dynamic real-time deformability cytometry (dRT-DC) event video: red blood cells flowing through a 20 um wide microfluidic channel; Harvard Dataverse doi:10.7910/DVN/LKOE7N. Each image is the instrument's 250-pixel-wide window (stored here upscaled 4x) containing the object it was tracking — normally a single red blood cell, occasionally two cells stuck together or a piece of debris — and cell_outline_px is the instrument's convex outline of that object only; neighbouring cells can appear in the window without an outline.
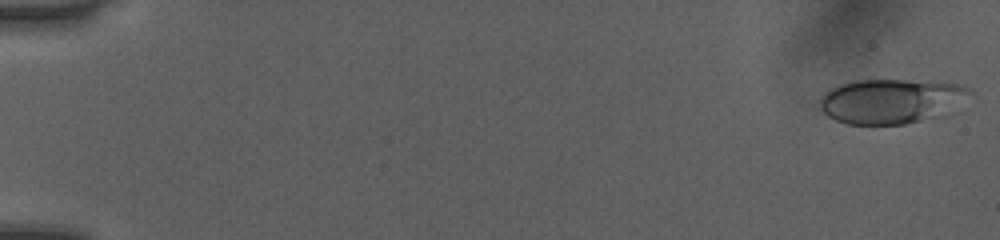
{"species": "human", "species_latin": "Homo sapiens", "temperature_condition": "room temperature", "stored_images_in_passage": 51, "camera_frame_rate_fps": 3000, "um_per_image_px": 0.085, "donor": {"sex": "female"}, "frame": {"image": 1, "passage_image": 1, "time_ms": 0.0, "image_size_px": [1000, 240], "cell_outline_px": [[976, 96], [956, 112], [944, 116], [904, 124], [848, 124], [836, 120], [828, 116], [820, 108], [820, 96], [824, 92], [848, 80], [904, 80], [964, 84]], "centroid_in_image_um": [75.9, 8.6], "position_along_channel_um": 9.1, "area_um2": 40.29}}
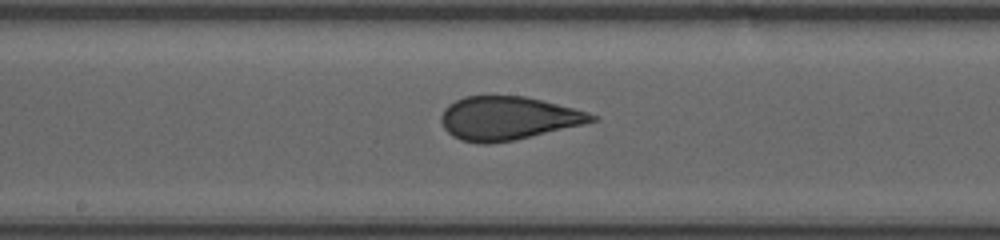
{"frame": {"image": 2, "passage_image": 28, "time_ms": 9.0, "image_size_px": [1000, 240], "cell_outline_px": [[600, 120], [584, 124], [516, 140], [488, 144], [480, 144], [460, 140], [452, 136], [444, 128], [440, 120], [440, 116], [444, 108], [448, 104], [464, 96], [524, 96], [588, 112], [600, 116]], "centroid_in_image_um": [43.16, 10.06], "position_along_channel_um": 205.0, "area_um2": 38.26}}
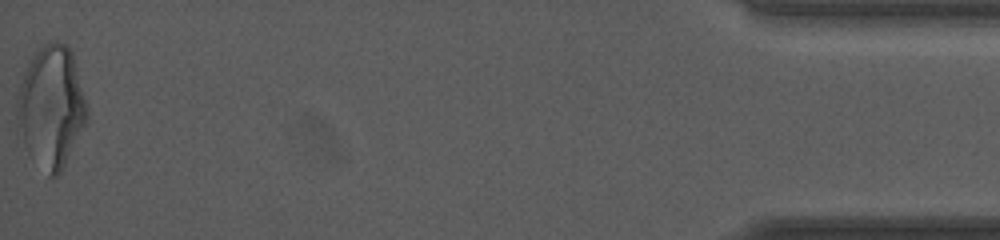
{"frame": {"image": 3, "passage_image": 51, "time_ms": 16.667, "image_size_px": [1000, 240], "cell_outline_px": [[88, 120], [60, 172], [56, 176], [48, 176], [28, 156], [16, 132], [16, 96], [20, 84], [28, 64], [36, 52], [48, 40], [56, 40], [64, 44], [72, 52], [88, 108]], "centroid_in_image_um": [4.31, 9.12], "position_along_channel_um": 430.9, "area_um2": 50.23}, "authors_computed_cell_mechanics": {"area_um2": 39.1306, "velocity_mm_per_s": 4.0719, "shape_relaxation_time_tau1_ms": 6.3751, "shape_relaxation_time_tau2_ms": 0.7407, "deformation_change_tau1": 0.1697, "deformation_change_tau2": 0.082}}